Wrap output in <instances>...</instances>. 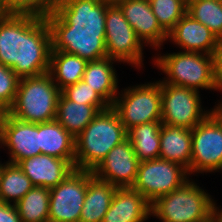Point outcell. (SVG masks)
<instances>
[{
    "instance_id": "6da1fadb",
    "label": "cell",
    "mask_w": 222,
    "mask_h": 222,
    "mask_svg": "<svg viewBox=\"0 0 222 222\" xmlns=\"http://www.w3.org/2000/svg\"><path fill=\"white\" fill-rule=\"evenodd\" d=\"M52 51L44 14L4 13L0 16V64L19 78L49 72Z\"/></svg>"
},
{
    "instance_id": "7a4b0ae2",
    "label": "cell",
    "mask_w": 222,
    "mask_h": 222,
    "mask_svg": "<svg viewBox=\"0 0 222 222\" xmlns=\"http://www.w3.org/2000/svg\"><path fill=\"white\" fill-rule=\"evenodd\" d=\"M127 139V130L110 106L100 111L75 138V169L93 171L116 145Z\"/></svg>"
},
{
    "instance_id": "3957f363",
    "label": "cell",
    "mask_w": 222,
    "mask_h": 222,
    "mask_svg": "<svg viewBox=\"0 0 222 222\" xmlns=\"http://www.w3.org/2000/svg\"><path fill=\"white\" fill-rule=\"evenodd\" d=\"M60 94L61 90L49 73L20 78L14 103L7 113L35 124L53 121Z\"/></svg>"
},
{
    "instance_id": "277c9868",
    "label": "cell",
    "mask_w": 222,
    "mask_h": 222,
    "mask_svg": "<svg viewBox=\"0 0 222 222\" xmlns=\"http://www.w3.org/2000/svg\"><path fill=\"white\" fill-rule=\"evenodd\" d=\"M215 204L208 193L188 180L155 199L150 210L161 222H213Z\"/></svg>"
},
{
    "instance_id": "5b68a950",
    "label": "cell",
    "mask_w": 222,
    "mask_h": 222,
    "mask_svg": "<svg viewBox=\"0 0 222 222\" xmlns=\"http://www.w3.org/2000/svg\"><path fill=\"white\" fill-rule=\"evenodd\" d=\"M166 78L160 83H167L198 91L216 90L213 71V57L200 52L182 51L157 56L154 61Z\"/></svg>"
},
{
    "instance_id": "8992f818",
    "label": "cell",
    "mask_w": 222,
    "mask_h": 222,
    "mask_svg": "<svg viewBox=\"0 0 222 222\" xmlns=\"http://www.w3.org/2000/svg\"><path fill=\"white\" fill-rule=\"evenodd\" d=\"M116 96L111 106L128 131L134 126L161 121V83L135 85Z\"/></svg>"
},
{
    "instance_id": "52a82bcc",
    "label": "cell",
    "mask_w": 222,
    "mask_h": 222,
    "mask_svg": "<svg viewBox=\"0 0 222 222\" xmlns=\"http://www.w3.org/2000/svg\"><path fill=\"white\" fill-rule=\"evenodd\" d=\"M193 129L190 174L222 171V116L215 110Z\"/></svg>"
},
{
    "instance_id": "ba28073f",
    "label": "cell",
    "mask_w": 222,
    "mask_h": 222,
    "mask_svg": "<svg viewBox=\"0 0 222 222\" xmlns=\"http://www.w3.org/2000/svg\"><path fill=\"white\" fill-rule=\"evenodd\" d=\"M188 178V170L178 163L161 158L145 160L139 163L132 188L151 204L155 199L181 187Z\"/></svg>"
},
{
    "instance_id": "9c48e42d",
    "label": "cell",
    "mask_w": 222,
    "mask_h": 222,
    "mask_svg": "<svg viewBox=\"0 0 222 222\" xmlns=\"http://www.w3.org/2000/svg\"><path fill=\"white\" fill-rule=\"evenodd\" d=\"M44 16L50 28L52 51L74 54L87 61L107 56L105 32L72 31L50 8Z\"/></svg>"
},
{
    "instance_id": "30bf717a",
    "label": "cell",
    "mask_w": 222,
    "mask_h": 222,
    "mask_svg": "<svg viewBox=\"0 0 222 222\" xmlns=\"http://www.w3.org/2000/svg\"><path fill=\"white\" fill-rule=\"evenodd\" d=\"M143 46L120 7L116 3H110L107 6L105 20L107 57L141 68L143 65Z\"/></svg>"
},
{
    "instance_id": "8fae6325",
    "label": "cell",
    "mask_w": 222,
    "mask_h": 222,
    "mask_svg": "<svg viewBox=\"0 0 222 222\" xmlns=\"http://www.w3.org/2000/svg\"><path fill=\"white\" fill-rule=\"evenodd\" d=\"M199 95L190 88L161 83V122L193 129L212 112H203Z\"/></svg>"
},
{
    "instance_id": "7c38bea8",
    "label": "cell",
    "mask_w": 222,
    "mask_h": 222,
    "mask_svg": "<svg viewBox=\"0 0 222 222\" xmlns=\"http://www.w3.org/2000/svg\"><path fill=\"white\" fill-rule=\"evenodd\" d=\"M92 171H72L61 183L50 188L49 222H79Z\"/></svg>"
},
{
    "instance_id": "4fadbf2b",
    "label": "cell",
    "mask_w": 222,
    "mask_h": 222,
    "mask_svg": "<svg viewBox=\"0 0 222 222\" xmlns=\"http://www.w3.org/2000/svg\"><path fill=\"white\" fill-rule=\"evenodd\" d=\"M108 0H56L50 9L72 31L105 32Z\"/></svg>"
},
{
    "instance_id": "5bb4252c",
    "label": "cell",
    "mask_w": 222,
    "mask_h": 222,
    "mask_svg": "<svg viewBox=\"0 0 222 222\" xmlns=\"http://www.w3.org/2000/svg\"><path fill=\"white\" fill-rule=\"evenodd\" d=\"M0 145L9 149L10 160L19 161L41 154L40 123L18 120L7 112L0 114Z\"/></svg>"
},
{
    "instance_id": "9a60e30c",
    "label": "cell",
    "mask_w": 222,
    "mask_h": 222,
    "mask_svg": "<svg viewBox=\"0 0 222 222\" xmlns=\"http://www.w3.org/2000/svg\"><path fill=\"white\" fill-rule=\"evenodd\" d=\"M139 163L132 143L127 138L112 148L92 173L97 179L117 188L132 187L137 177Z\"/></svg>"
},
{
    "instance_id": "2e32d148",
    "label": "cell",
    "mask_w": 222,
    "mask_h": 222,
    "mask_svg": "<svg viewBox=\"0 0 222 222\" xmlns=\"http://www.w3.org/2000/svg\"><path fill=\"white\" fill-rule=\"evenodd\" d=\"M116 4L142 43L158 49L168 40V34L159 25L149 0H119Z\"/></svg>"
},
{
    "instance_id": "e0dca14e",
    "label": "cell",
    "mask_w": 222,
    "mask_h": 222,
    "mask_svg": "<svg viewBox=\"0 0 222 222\" xmlns=\"http://www.w3.org/2000/svg\"><path fill=\"white\" fill-rule=\"evenodd\" d=\"M17 164L34 186L49 189L57 186L75 170L68 160L46 154L25 158Z\"/></svg>"
},
{
    "instance_id": "ac0fdd59",
    "label": "cell",
    "mask_w": 222,
    "mask_h": 222,
    "mask_svg": "<svg viewBox=\"0 0 222 222\" xmlns=\"http://www.w3.org/2000/svg\"><path fill=\"white\" fill-rule=\"evenodd\" d=\"M168 38L184 51L212 55L220 40L205 25L185 14L168 33Z\"/></svg>"
},
{
    "instance_id": "d6986e66",
    "label": "cell",
    "mask_w": 222,
    "mask_h": 222,
    "mask_svg": "<svg viewBox=\"0 0 222 222\" xmlns=\"http://www.w3.org/2000/svg\"><path fill=\"white\" fill-rule=\"evenodd\" d=\"M151 204L132 187L117 188L102 222H144Z\"/></svg>"
},
{
    "instance_id": "ffe728a7",
    "label": "cell",
    "mask_w": 222,
    "mask_h": 222,
    "mask_svg": "<svg viewBox=\"0 0 222 222\" xmlns=\"http://www.w3.org/2000/svg\"><path fill=\"white\" fill-rule=\"evenodd\" d=\"M192 133L190 129L162 123L160 131L159 158L182 165L190 175L192 155Z\"/></svg>"
},
{
    "instance_id": "44dd1931",
    "label": "cell",
    "mask_w": 222,
    "mask_h": 222,
    "mask_svg": "<svg viewBox=\"0 0 222 222\" xmlns=\"http://www.w3.org/2000/svg\"><path fill=\"white\" fill-rule=\"evenodd\" d=\"M40 150L75 167V138L56 120L40 123Z\"/></svg>"
},
{
    "instance_id": "7402d4cb",
    "label": "cell",
    "mask_w": 222,
    "mask_h": 222,
    "mask_svg": "<svg viewBox=\"0 0 222 222\" xmlns=\"http://www.w3.org/2000/svg\"><path fill=\"white\" fill-rule=\"evenodd\" d=\"M116 60L104 57L88 61L82 80L90 85L110 106L117 96L118 79L113 67Z\"/></svg>"
},
{
    "instance_id": "603a6c76",
    "label": "cell",
    "mask_w": 222,
    "mask_h": 222,
    "mask_svg": "<svg viewBox=\"0 0 222 222\" xmlns=\"http://www.w3.org/2000/svg\"><path fill=\"white\" fill-rule=\"evenodd\" d=\"M116 190V186L93 177L88 182L79 222H102Z\"/></svg>"
},
{
    "instance_id": "cb8c5ba5",
    "label": "cell",
    "mask_w": 222,
    "mask_h": 222,
    "mask_svg": "<svg viewBox=\"0 0 222 222\" xmlns=\"http://www.w3.org/2000/svg\"><path fill=\"white\" fill-rule=\"evenodd\" d=\"M99 112L96 106L70 101L60 94L55 120L76 138Z\"/></svg>"
},
{
    "instance_id": "d4e9b609",
    "label": "cell",
    "mask_w": 222,
    "mask_h": 222,
    "mask_svg": "<svg viewBox=\"0 0 222 222\" xmlns=\"http://www.w3.org/2000/svg\"><path fill=\"white\" fill-rule=\"evenodd\" d=\"M88 61L63 51H51L49 74L60 90L82 80Z\"/></svg>"
},
{
    "instance_id": "484cf974",
    "label": "cell",
    "mask_w": 222,
    "mask_h": 222,
    "mask_svg": "<svg viewBox=\"0 0 222 222\" xmlns=\"http://www.w3.org/2000/svg\"><path fill=\"white\" fill-rule=\"evenodd\" d=\"M161 126V121H153L134 126L127 131V138L140 162L159 158Z\"/></svg>"
},
{
    "instance_id": "4316f807",
    "label": "cell",
    "mask_w": 222,
    "mask_h": 222,
    "mask_svg": "<svg viewBox=\"0 0 222 222\" xmlns=\"http://www.w3.org/2000/svg\"><path fill=\"white\" fill-rule=\"evenodd\" d=\"M34 185L18 164L6 162L0 176V202L15 205Z\"/></svg>"
},
{
    "instance_id": "83f0119b",
    "label": "cell",
    "mask_w": 222,
    "mask_h": 222,
    "mask_svg": "<svg viewBox=\"0 0 222 222\" xmlns=\"http://www.w3.org/2000/svg\"><path fill=\"white\" fill-rule=\"evenodd\" d=\"M50 189L34 186L15 206L22 222H49Z\"/></svg>"
},
{
    "instance_id": "f1b7e54d",
    "label": "cell",
    "mask_w": 222,
    "mask_h": 222,
    "mask_svg": "<svg viewBox=\"0 0 222 222\" xmlns=\"http://www.w3.org/2000/svg\"><path fill=\"white\" fill-rule=\"evenodd\" d=\"M186 13L222 40V1L187 0Z\"/></svg>"
},
{
    "instance_id": "f546056e",
    "label": "cell",
    "mask_w": 222,
    "mask_h": 222,
    "mask_svg": "<svg viewBox=\"0 0 222 222\" xmlns=\"http://www.w3.org/2000/svg\"><path fill=\"white\" fill-rule=\"evenodd\" d=\"M149 3L159 25L167 34L187 11V0H149Z\"/></svg>"
},
{
    "instance_id": "4dcf8cb0",
    "label": "cell",
    "mask_w": 222,
    "mask_h": 222,
    "mask_svg": "<svg viewBox=\"0 0 222 222\" xmlns=\"http://www.w3.org/2000/svg\"><path fill=\"white\" fill-rule=\"evenodd\" d=\"M61 94L70 101L96 106L100 111L110 107V105L83 80L62 89Z\"/></svg>"
},
{
    "instance_id": "1f68e13d",
    "label": "cell",
    "mask_w": 222,
    "mask_h": 222,
    "mask_svg": "<svg viewBox=\"0 0 222 222\" xmlns=\"http://www.w3.org/2000/svg\"><path fill=\"white\" fill-rule=\"evenodd\" d=\"M19 79L11 68L0 64V114L7 112L14 103Z\"/></svg>"
},
{
    "instance_id": "d6a6232c",
    "label": "cell",
    "mask_w": 222,
    "mask_h": 222,
    "mask_svg": "<svg viewBox=\"0 0 222 222\" xmlns=\"http://www.w3.org/2000/svg\"><path fill=\"white\" fill-rule=\"evenodd\" d=\"M0 8L4 13L42 15L50 8V4L46 0H0Z\"/></svg>"
},
{
    "instance_id": "836d02e7",
    "label": "cell",
    "mask_w": 222,
    "mask_h": 222,
    "mask_svg": "<svg viewBox=\"0 0 222 222\" xmlns=\"http://www.w3.org/2000/svg\"><path fill=\"white\" fill-rule=\"evenodd\" d=\"M213 71L214 82L216 90H222V40H220L218 47L214 50L213 54Z\"/></svg>"
},
{
    "instance_id": "e575fe53",
    "label": "cell",
    "mask_w": 222,
    "mask_h": 222,
    "mask_svg": "<svg viewBox=\"0 0 222 222\" xmlns=\"http://www.w3.org/2000/svg\"><path fill=\"white\" fill-rule=\"evenodd\" d=\"M0 222H22L14 204L0 202Z\"/></svg>"
},
{
    "instance_id": "d590c367",
    "label": "cell",
    "mask_w": 222,
    "mask_h": 222,
    "mask_svg": "<svg viewBox=\"0 0 222 222\" xmlns=\"http://www.w3.org/2000/svg\"><path fill=\"white\" fill-rule=\"evenodd\" d=\"M213 222H222V210L219 211V208L216 207V205H214Z\"/></svg>"
},
{
    "instance_id": "8d00e7d4",
    "label": "cell",
    "mask_w": 222,
    "mask_h": 222,
    "mask_svg": "<svg viewBox=\"0 0 222 222\" xmlns=\"http://www.w3.org/2000/svg\"><path fill=\"white\" fill-rule=\"evenodd\" d=\"M214 109L222 116V102L218 103V106H215Z\"/></svg>"
},
{
    "instance_id": "74e56055",
    "label": "cell",
    "mask_w": 222,
    "mask_h": 222,
    "mask_svg": "<svg viewBox=\"0 0 222 222\" xmlns=\"http://www.w3.org/2000/svg\"><path fill=\"white\" fill-rule=\"evenodd\" d=\"M3 168H4V163L3 164L0 163V176H1V172H2Z\"/></svg>"
},
{
    "instance_id": "f35d334b",
    "label": "cell",
    "mask_w": 222,
    "mask_h": 222,
    "mask_svg": "<svg viewBox=\"0 0 222 222\" xmlns=\"http://www.w3.org/2000/svg\"><path fill=\"white\" fill-rule=\"evenodd\" d=\"M50 5L56 0H46Z\"/></svg>"
},
{
    "instance_id": "ab89813d",
    "label": "cell",
    "mask_w": 222,
    "mask_h": 222,
    "mask_svg": "<svg viewBox=\"0 0 222 222\" xmlns=\"http://www.w3.org/2000/svg\"><path fill=\"white\" fill-rule=\"evenodd\" d=\"M110 3H116L118 2L119 0H108Z\"/></svg>"
},
{
    "instance_id": "60d3db41",
    "label": "cell",
    "mask_w": 222,
    "mask_h": 222,
    "mask_svg": "<svg viewBox=\"0 0 222 222\" xmlns=\"http://www.w3.org/2000/svg\"><path fill=\"white\" fill-rule=\"evenodd\" d=\"M4 14V12L2 11V9L0 8V16H2Z\"/></svg>"
},
{
    "instance_id": "b9f144b4",
    "label": "cell",
    "mask_w": 222,
    "mask_h": 222,
    "mask_svg": "<svg viewBox=\"0 0 222 222\" xmlns=\"http://www.w3.org/2000/svg\"><path fill=\"white\" fill-rule=\"evenodd\" d=\"M206 1H222V0H206Z\"/></svg>"
}]
</instances>
